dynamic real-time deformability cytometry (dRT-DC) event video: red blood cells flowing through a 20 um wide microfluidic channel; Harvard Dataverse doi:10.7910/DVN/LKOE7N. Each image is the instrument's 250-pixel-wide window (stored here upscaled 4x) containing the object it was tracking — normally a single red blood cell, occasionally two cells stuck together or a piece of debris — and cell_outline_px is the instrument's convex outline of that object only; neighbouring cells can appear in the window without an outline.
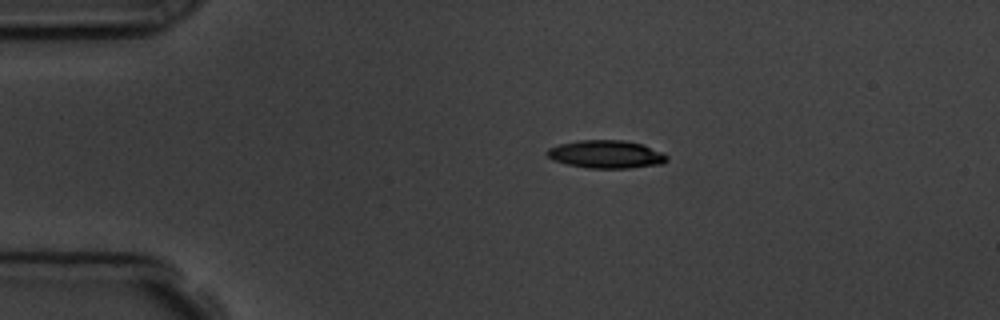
{"species": "common noctule bat (a hibernating species)", "species_latin": "Nyctalus noctula", "temperature_condition": "room temperature", "stored_images_in_passage": 5, "camera_frame_rate_fps": 3000, "um_per_image_px": 0.085, "animal": {"sex": "male", "body_mass_g": 19.5, "forearm_length_mm": 54.6}, "frame": {"image": 1, "passage_image": 1, "time_ms": 0.0, "image_size_px": [1000, 320], "cell_outline_px": [[668, 160], [664, 164], [628, 168], [588, 168], [568, 164], [552, 160], [548, 156], [548, 148], [560, 144], [580, 140], [624, 140], [640, 144], [664, 152], [668, 156]], "centroid_in_image_um": [51.57, 13.12], "position_along_channel_um": 33.4, "area_um2": 19.48}}
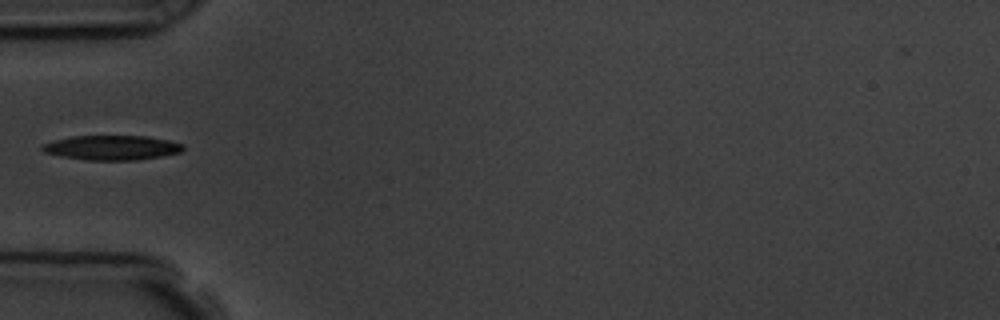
{"frame": {"image": 2, "passage_image": 3, "time_ms": 2.333, "image_size_px": [1000, 320], "cell_outline_px": [[184, 148], [180, 152], [160, 156], [136, 160], [88, 160], [60, 156], [44, 152], [40, 148], [40, 144], [72, 136], [148, 136], [168, 140], [184, 144]], "centroid_in_image_um": [9.49, 12.55], "position_along_channel_um": 75.5, "area_um2": 20.17}}
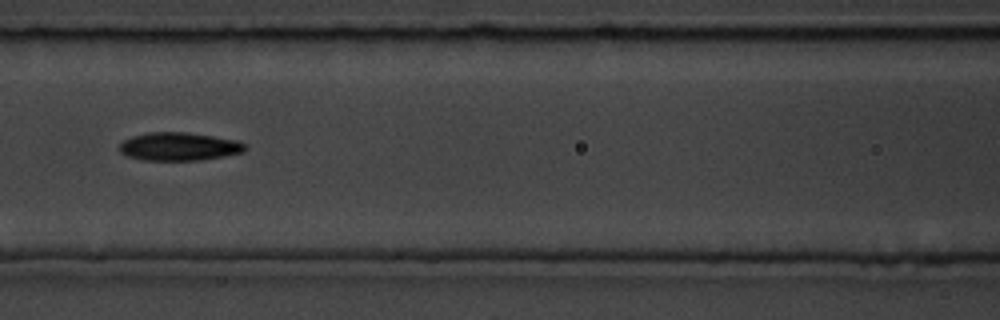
{"frame": {"image": 3, "passage_image": 5, "time_ms": 4.333, "image_size_px": [1000, 320], "cell_outline_px": [[248, 148], [244, 152], [224, 156], [200, 160], [144, 160], [128, 156], [120, 152], [120, 144], [124, 140], [132, 136], [148, 132], [188, 132], [240, 140]], "centroid_in_image_um": [15.26, 12.45], "position_along_channel_um": 151.3, "area_um2": 20.75}}